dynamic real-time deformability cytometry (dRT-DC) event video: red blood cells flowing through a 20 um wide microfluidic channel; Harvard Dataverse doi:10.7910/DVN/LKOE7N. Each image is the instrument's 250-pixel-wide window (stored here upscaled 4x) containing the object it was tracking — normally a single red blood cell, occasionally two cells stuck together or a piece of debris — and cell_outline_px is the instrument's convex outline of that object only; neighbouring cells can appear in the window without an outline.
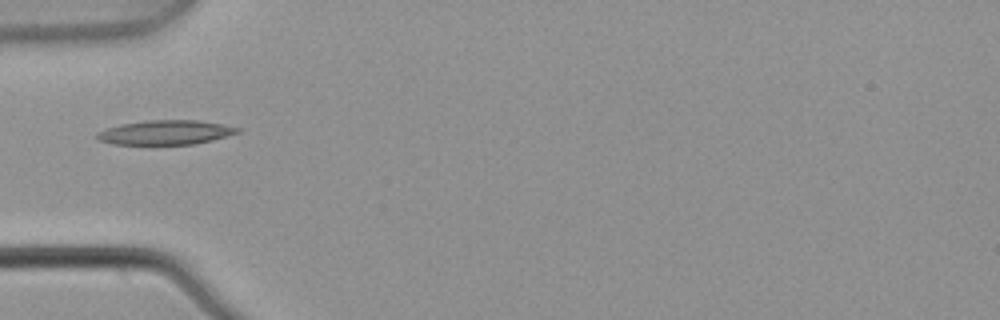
{"species": "common noctule bat (a hibernating species)", "species_latin": "Nyctalus noctula", "temperature_condition": "warm", "stored_images_in_passage": 8, "camera_frame_rate_fps": 3000, "um_per_image_px": 0.085, "animal": {"sex": "male", "body_mass_g": 21.5, "forearm_length_mm": 52.0}, "frame": {"image": 1, "passage_image": 7, "time_ms": 2.0, "image_size_px": [1000, 320], "cell_outline_px": [[240, 132], [212, 140], [192, 144], [112, 144], [96, 140], [96, 132], [120, 124], [148, 120], [196, 120], [220, 124], [240, 128]], "centroid_in_image_um": [14.02, 11.26], "position_along_channel_um": 71.0, "area_um2": 19.83}}
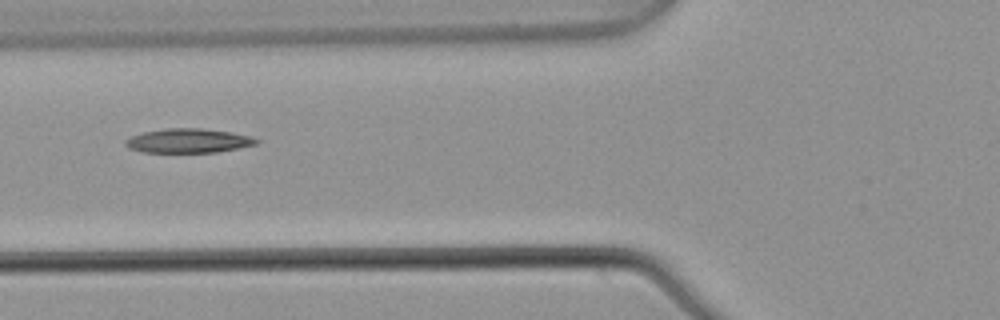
{"frame": {"image": 2, "passage_image": 8, "time_ms": 2.333, "image_size_px": [1000, 320], "cell_outline_px": [[260, 140], [256, 144], [216, 152], [140, 152], [128, 148], [124, 144], [124, 140], [132, 136], [144, 132], [164, 128], [200, 128], [232, 132], [252, 136]], "centroid_in_image_um": [15.98, 11.96], "position_along_channel_um": 109.8, "area_um2": 18.5}}